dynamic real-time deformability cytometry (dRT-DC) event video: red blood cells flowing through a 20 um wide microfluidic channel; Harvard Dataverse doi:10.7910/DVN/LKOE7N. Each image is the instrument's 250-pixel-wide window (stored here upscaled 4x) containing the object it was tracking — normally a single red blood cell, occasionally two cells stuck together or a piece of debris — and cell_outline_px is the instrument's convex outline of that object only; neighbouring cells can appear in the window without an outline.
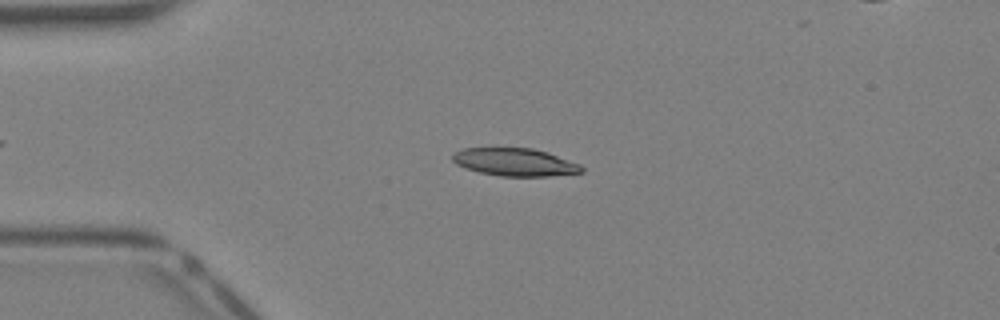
{"species": "Egyptian fruit bat (a non-hibernating species)", "species_latin": "Rousettus aegyptiacus", "temperature_condition": "warm", "stored_images_in_passage": 30, "camera_frame_rate_fps": 3000, "um_per_image_px": 0.085, "animal": {"sex": "female"}, "frame": {"image": 1, "passage_image": 4, "time_ms": 1.0, "image_size_px": [1000, 320], "cell_outline_px": [[584, 172], [548, 176], [500, 176], [480, 172], [464, 168], [456, 164], [452, 160], [452, 156], [456, 152], [464, 148], [532, 148], [548, 152], [580, 164], [584, 168]], "centroid_in_image_um": [43.78, 13.78], "position_along_channel_um": 41.2, "area_um2": 20.87}}
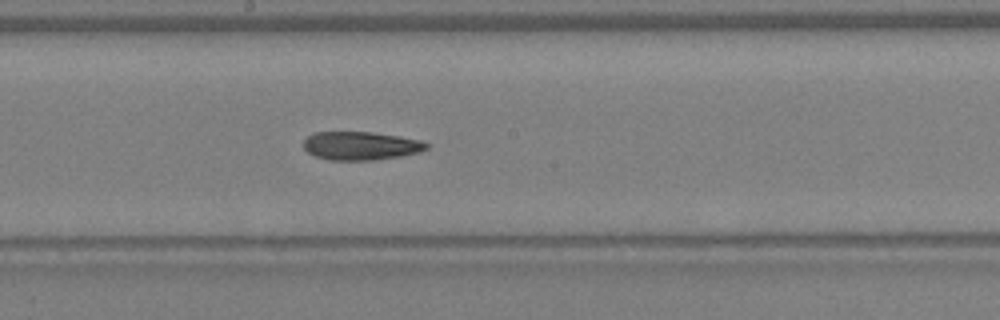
{"frame": {"image": 2, "passage_image": 16, "time_ms": 5.0, "image_size_px": [1000, 320], "cell_outline_px": [[428, 148], [416, 152], [400, 156], [372, 160], [328, 160], [312, 156], [304, 148], [304, 140], [308, 136], [316, 132], [372, 132], [400, 136], [420, 140], [428, 144]], "centroid_in_image_um": [30.62, 12.39], "position_along_channel_um": 217.6, "area_um2": 20.29}}
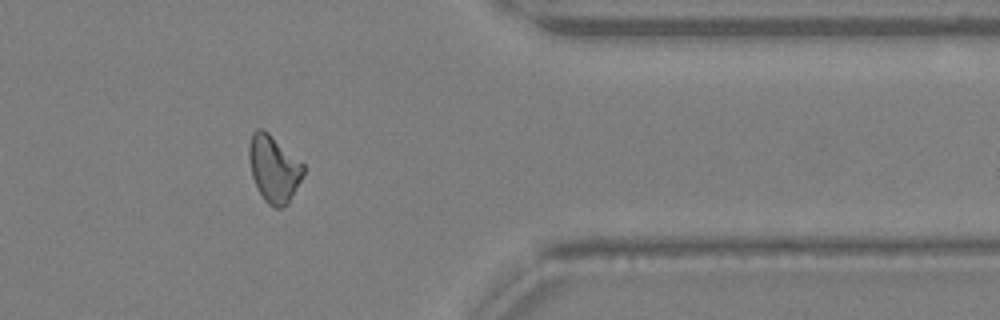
{"frame": {"image": 3, "passage_image": 27, "time_ms": 8.667, "image_size_px": [1000, 320], "cell_outline_px": [[304, 172], [288, 204], [280, 208], [276, 208], [268, 204], [264, 200], [252, 176], [248, 156], [248, 144], [252, 132], [256, 128], [264, 128], [304, 164]], "centroid_in_image_um": [23.25, 14.3], "position_along_channel_um": 388.1, "area_um2": 21.15}}